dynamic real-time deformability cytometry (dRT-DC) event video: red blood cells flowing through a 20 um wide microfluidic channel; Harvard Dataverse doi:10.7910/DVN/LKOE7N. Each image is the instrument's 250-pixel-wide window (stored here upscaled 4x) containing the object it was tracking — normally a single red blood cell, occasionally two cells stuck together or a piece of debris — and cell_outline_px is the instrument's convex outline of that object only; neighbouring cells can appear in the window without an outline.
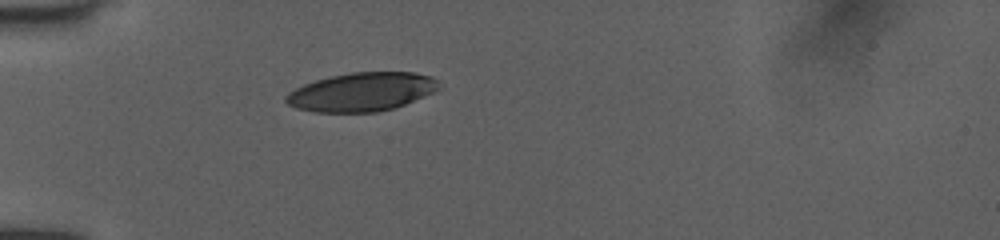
{"species": "human", "species_latin": "Homo sapiens", "temperature_condition": "room temperature", "stored_images_in_passage": 32, "camera_frame_rate_fps": 3000, "um_per_image_px": 0.085, "donor": {"sex": "female"}, "frame": {"image": 1, "passage_image": 1, "time_ms": 0.0, "image_size_px": [1000, 240], "cell_outline_px": [[440, 88], [436, 92], [404, 104], [392, 108], [376, 112], [316, 112], [296, 108], [288, 104], [284, 100], [284, 96], [288, 92], [304, 84], [316, 80], [332, 76], [352, 72], [416, 72], [432, 76], [436, 80]], "centroid_in_image_um": [30.75, 7.81], "position_along_channel_um": 54.2, "area_um2": 34.45}}
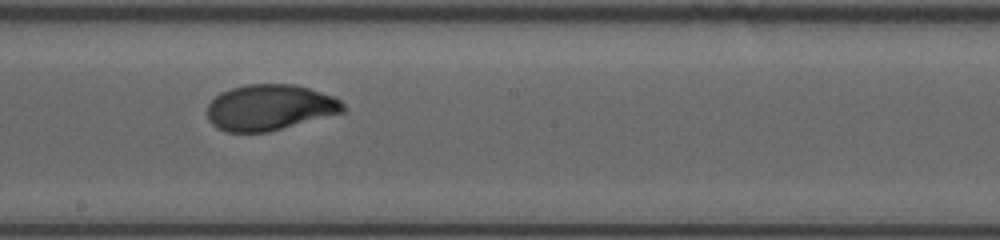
{"frame": {"image": 2, "passage_image": 15, "time_ms": 4.667, "image_size_px": [1000, 240], "cell_outline_px": [[348, 108], [344, 112], [268, 132], [224, 132], [216, 128], [208, 120], [208, 104], [220, 92], [232, 88], [248, 84], [292, 84], [308, 88], [332, 96], [340, 100]], "centroid_in_image_um": [22.92, 9.14], "position_along_channel_um": 225.3, "area_um2": 36.3}}
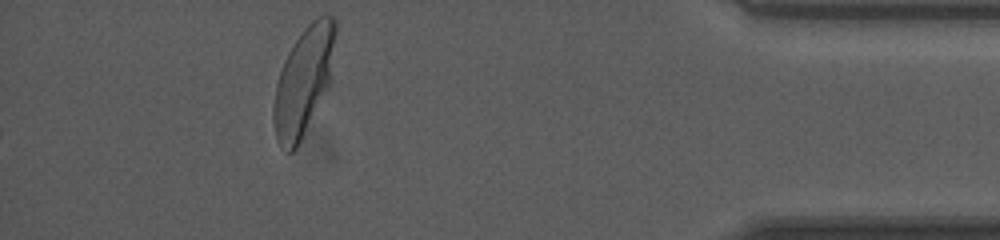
{"frame": {"image": 3, "passage_image": 32, "time_ms": 10.333, "image_size_px": [1000, 240], "cell_outline_px": [[336, 32], [328, 88], [296, 148], [292, 152], [288, 152], [276, 140], [272, 120], [272, 108], [276, 84], [284, 60], [288, 52], [304, 28], [316, 16], [324, 12], [332, 16], [336, 20]], "centroid_in_image_um": [25.79, 6.86], "position_along_channel_um": 409.4, "area_um2": 38.67}, "authors_computed_cell_mechanics": {"area_um2": 36.1828, "velocity_mm_per_s": 4.0017, "shape_relaxation_time_tau1_ms": 2.5188, "shape_relaxation_time_tau2_ms": null, "deformation_change_tau1": 0.1448, "deformation_change_tau2": null}}